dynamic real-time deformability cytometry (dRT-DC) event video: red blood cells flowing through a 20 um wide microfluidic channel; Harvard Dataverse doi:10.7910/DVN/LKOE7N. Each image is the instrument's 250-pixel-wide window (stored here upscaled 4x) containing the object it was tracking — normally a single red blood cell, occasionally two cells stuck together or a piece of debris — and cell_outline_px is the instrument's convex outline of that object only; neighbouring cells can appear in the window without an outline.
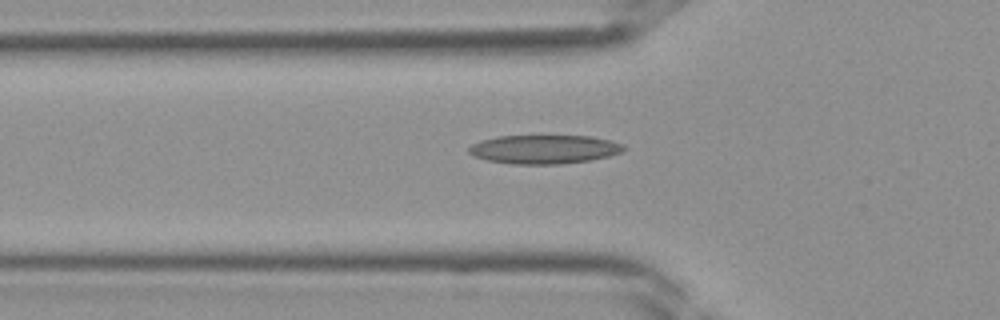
{"species": "Egyptian fruit bat (a non-hibernating species)", "species_latin": "Rousettus aegyptiacus", "temperature_condition": "room temperature", "stored_images_in_passage": 27, "camera_frame_rate_fps": 3000, "um_per_image_px": 0.085, "frame": {"image": 1, "passage_image": 13, "time_ms": 4.0, "image_size_px": [1000, 320], "cell_outline_px": [[628, 148], [624, 152], [592, 160], [560, 164], [512, 164], [488, 160], [472, 156], [468, 152], [468, 148], [472, 144], [480, 140], [496, 136], [592, 136], [624, 144]], "centroid_in_image_um": [46.27, 12.69], "position_along_channel_um": 79.5, "area_um2": 26.24}}
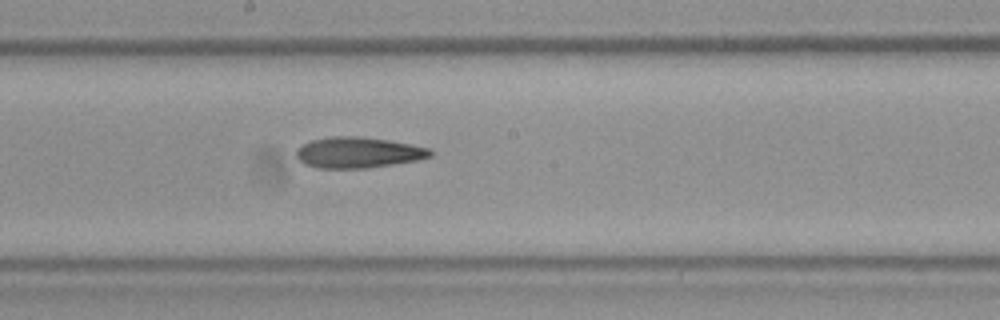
{"frame": {"image": 2, "passage_image": 21, "time_ms": 6.667, "image_size_px": [1000, 320], "cell_outline_px": [[436, 152], [432, 156], [420, 160], [368, 168], [316, 168], [304, 164], [296, 156], [296, 148], [312, 140], [328, 136], [360, 136], [388, 140], [412, 144], [432, 148]], "centroid_in_image_um": [30.5, 12.96], "position_along_channel_um": 217.7, "area_um2": 24.51}}
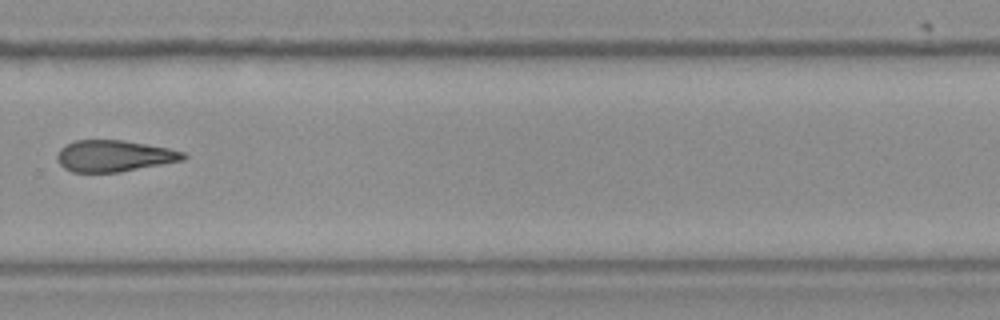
{"frame": {"image": 3, "passage_image": 27, "time_ms": 8.667, "image_size_px": [1000, 320], "cell_outline_px": [[188, 156], [184, 160], [120, 172], [72, 172], [64, 168], [60, 164], [56, 156], [60, 148], [76, 140], [124, 140], [168, 148], [184, 152]], "centroid_in_image_um": [9.71, 13.25], "position_along_channel_um": 320.1, "area_um2": 23.06}}